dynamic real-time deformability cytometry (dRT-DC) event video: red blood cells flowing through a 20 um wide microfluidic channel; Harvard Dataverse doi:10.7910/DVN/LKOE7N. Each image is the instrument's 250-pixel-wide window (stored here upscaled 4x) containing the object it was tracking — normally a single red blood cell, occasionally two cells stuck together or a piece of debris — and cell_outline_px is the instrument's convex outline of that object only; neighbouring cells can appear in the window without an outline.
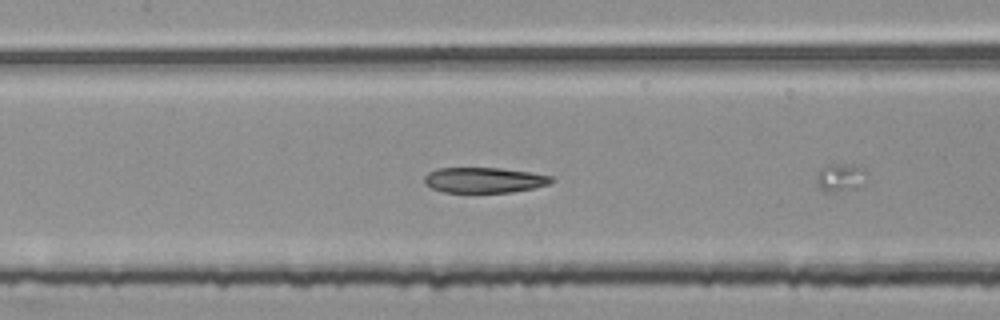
{"species": "common noctule bat (a hibernating species)", "species_latin": "Nyctalus noctula", "temperature_condition": "room temperature", "stored_images_in_passage": 13, "camera_frame_rate_fps": 3000, "um_per_image_px": 0.085, "animal": {"sex": "female", "body_mass_g": 25.1}, "frame": {"image": 1, "passage_image": 10, "time_ms": 3.0, "image_size_px": [1000, 320], "cell_outline_px": [[552, 180], [548, 184], [532, 188], [512, 192], [444, 192], [432, 188], [424, 184], [424, 176], [428, 172], [436, 168], [500, 168], [532, 172], [552, 176]], "centroid_in_image_um": [41.11, 15.3], "position_along_channel_um": 166.3, "area_um2": 18.79}}